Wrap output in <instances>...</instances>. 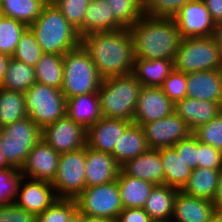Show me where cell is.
<instances>
[{
  "instance_id": "6",
  "label": "cell",
  "mask_w": 222,
  "mask_h": 222,
  "mask_svg": "<svg viewBox=\"0 0 222 222\" xmlns=\"http://www.w3.org/2000/svg\"><path fill=\"white\" fill-rule=\"evenodd\" d=\"M174 69L186 74L222 69V56L214 35L182 39Z\"/></svg>"
},
{
  "instance_id": "9",
  "label": "cell",
  "mask_w": 222,
  "mask_h": 222,
  "mask_svg": "<svg viewBox=\"0 0 222 222\" xmlns=\"http://www.w3.org/2000/svg\"><path fill=\"white\" fill-rule=\"evenodd\" d=\"M77 209L91 217L115 221L123 210L117 181L86 187L76 198Z\"/></svg>"
},
{
  "instance_id": "36",
  "label": "cell",
  "mask_w": 222,
  "mask_h": 222,
  "mask_svg": "<svg viewBox=\"0 0 222 222\" xmlns=\"http://www.w3.org/2000/svg\"><path fill=\"white\" fill-rule=\"evenodd\" d=\"M43 54L44 52L38 44L33 31L27 27L22 33L17 47L11 57L35 67Z\"/></svg>"
},
{
  "instance_id": "48",
  "label": "cell",
  "mask_w": 222,
  "mask_h": 222,
  "mask_svg": "<svg viewBox=\"0 0 222 222\" xmlns=\"http://www.w3.org/2000/svg\"><path fill=\"white\" fill-rule=\"evenodd\" d=\"M215 23L222 21V0H202Z\"/></svg>"
},
{
  "instance_id": "11",
  "label": "cell",
  "mask_w": 222,
  "mask_h": 222,
  "mask_svg": "<svg viewBox=\"0 0 222 222\" xmlns=\"http://www.w3.org/2000/svg\"><path fill=\"white\" fill-rule=\"evenodd\" d=\"M150 149L174 146L193 134L188 124L174 111L162 119L141 125Z\"/></svg>"
},
{
  "instance_id": "22",
  "label": "cell",
  "mask_w": 222,
  "mask_h": 222,
  "mask_svg": "<svg viewBox=\"0 0 222 222\" xmlns=\"http://www.w3.org/2000/svg\"><path fill=\"white\" fill-rule=\"evenodd\" d=\"M125 28L114 16L106 0H90L83 24L77 29L80 37L93 32L116 31Z\"/></svg>"
},
{
  "instance_id": "35",
  "label": "cell",
  "mask_w": 222,
  "mask_h": 222,
  "mask_svg": "<svg viewBox=\"0 0 222 222\" xmlns=\"http://www.w3.org/2000/svg\"><path fill=\"white\" fill-rule=\"evenodd\" d=\"M28 26L13 18L0 16V53L12 56Z\"/></svg>"
},
{
  "instance_id": "16",
  "label": "cell",
  "mask_w": 222,
  "mask_h": 222,
  "mask_svg": "<svg viewBox=\"0 0 222 222\" xmlns=\"http://www.w3.org/2000/svg\"><path fill=\"white\" fill-rule=\"evenodd\" d=\"M175 104L163 93L161 87H142L133 123L142 125L162 119L174 112Z\"/></svg>"
},
{
  "instance_id": "42",
  "label": "cell",
  "mask_w": 222,
  "mask_h": 222,
  "mask_svg": "<svg viewBox=\"0 0 222 222\" xmlns=\"http://www.w3.org/2000/svg\"><path fill=\"white\" fill-rule=\"evenodd\" d=\"M22 175L16 168L0 170V206L15 201Z\"/></svg>"
},
{
  "instance_id": "21",
  "label": "cell",
  "mask_w": 222,
  "mask_h": 222,
  "mask_svg": "<svg viewBox=\"0 0 222 222\" xmlns=\"http://www.w3.org/2000/svg\"><path fill=\"white\" fill-rule=\"evenodd\" d=\"M174 111L194 131L216 118L222 112V105L217 102L185 97L175 104Z\"/></svg>"
},
{
  "instance_id": "49",
  "label": "cell",
  "mask_w": 222,
  "mask_h": 222,
  "mask_svg": "<svg viewBox=\"0 0 222 222\" xmlns=\"http://www.w3.org/2000/svg\"><path fill=\"white\" fill-rule=\"evenodd\" d=\"M212 202L216 206L217 211L222 212V170L220 171L218 187Z\"/></svg>"
},
{
  "instance_id": "14",
  "label": "cell",
  "mask_w": 222,
  "mask_h": 222,
  "mask_svg": "<svg viewBox=\"0 0 222 222\" xmlns=\"http://www.w3.org/2000/svg\"><path fill=\"white\" fill-rule=\"evenodd\" d=\"M59 158L60 153L41 139L27 155L19 171L25 178L52 183L58 171Z\"/></svg>"
},
{
  "instance_id": "50",
  "label": "cell",
  "mask_w": 222,
  "mask_h": 222,
  "mask_svg": "<svg viewBox=\"0 0 222 222\" xmlns=\"http://www.w3.org/2000/svg\"><path fill=\"white\" fill-rule=\"evenodd\" d=\"M10 58V56L0 53V85L7 71Z\"/></svg>"
},
{
  "instance_id": "34",
  "label": "cell",
  "mask_w": 222,
  "mask_h": 222,
  "mask_svg": "<svg viewBox=\"0 0 222 222\" xmlns=\"http://www.w3.org/2000/svg\"><path fill=\"white\" fill-rule=\"evenodd\" d=\"M28 117L25 94L0 87V127Z\"/></svg>"
},
{
  "instance_id": "40",
  "label": "cell",
  "mask_w": 222,
  "mask_h": 222,
  "mask_svg": "<svg viewBox=\"0 0 222 222\" xmlns=\"http://www.w3.org/2000/svg\"><path fill=\"white\" fill-rule=\"evenodd\" d=\"M193 135L199 142L222 151V112L210 122L195 129Z\"/></svg>"
},
{
  "instance_id": "56",
  "label": "cell",
  "mask_w": 222,
  "mask_h": 222,
  "mask_svg": "<svg viewBox=\"0 0 222 222\" xmlns=\"http://www.w3.org/2000/svg\"><path fill=\"white\" fill-rule=\"evenodd\" d=\"M45 3H53V0H43Z\"/></svg>"
},
{
  "instance_id": "29",
  "label": "cell",
  "mask_w": 222,
  "mask_h": 222,
  "mask_svg": "<svg viewBox=\"0 0 222 222\" xmlns=\"http://www.w3.org/2000/svg\"><path fill=\"white\" fill-rule=\"evenodd\" d=\"M164 171V184L182 190L192 175V169L185 165L172 147L159 149Z\"/></svg>"
},
{
  "instance_id": "33",
  "label": "cell",
  "mask_w": 222,
  "mask_h": 222,
  "mask_svg": "<svg viewBox=\"0 0 222 222\" xmlns=\"http://www.w3.org/2000/svg\"><path fill=\"white\" fill-rule=\"evenodd\" d=\"M35 68L36 82L61 89L63 84V56L44 53Z\"/></svg>"
},
{
  "instance_id": "24",
  "label": "cell",
  "mask_w": 222,
  "mask_h": 222,
  "mask_svg": "<svg viewBox=\"0 0 222 222\" xmlns=\"http://www.w3.org/2000/svg\"><path fill=\"white\" fill-rule=\"evenodd\" d=\"M66 116L87 130L103 117L98 93L67 98Z\"/></svg>"
},
{
  "instance_id": "4",
  "label": "cell",
  "mask_w": 222,
  "mask_h": 222,
  "mask_svg": "<svg viewBox=\"0 0 222 222\" xmlns=\"http://www.w3.org/2000/svg\"><path fill=\"white\" fill-rule=\"evenodd\" d=\"M141 88L132 74L103 79L98 90L103 117L133 122Z\"/></svg>"
},
{
  "instance_id": "8",
  "label": "cell",
  "mask_w": 222,
  "mask_h": 222,
  "mask_svg": "<svg viewBox=\"0 0 222 222\" xmlns=\"http://www.w3.org/2000/svg\"><path fill=\"white\" fill-rule=\"evenodd\" d=\"M24 94L27 115L41 129L66 116L67 99L61 89L35 82Z\"/></svg>"
},
{
  "instance_id": "55",
  "label": "cell",
  "mask_w": 222,
  "mask_h": 222,
  "mask_svg": "<svg viewBox=\"0 0 222 222\" xmlns=\"http://www.w3.org/2000/svg\"><path fill=\"white\" fill-rule=\"evenodd\" d=\"M210 222H222V212L217 211Z\"/></svg>"
},
{
  "instance_id": "1",
  "label": "cell",
  "mask_w": 222,
  "mask_h": 222,
  "mask_svg": "<svg viewBox=\"0 0 222 222\" xmlns=\"http://www.w3.org/2000/svg\"><path fill=\"white\" fill-rule=\"evenodd\" d=\"M80 45L103 79L132 74L135 57L129 28L83 35Z\"/></svg>"
},
{
  "instance_id": "47",
  "label": "cell",
  "mask_w": 222,
  "mask_h": 222,
  "mask_svg": "<svg viewBox=\"0 0 222 222\" xmlns=\"http://www.w3.org/2000/svg\"><path fill=\"white\" fill-rule=\"evenodd\" d=\"M115 222H152V220L144 209L123 208Z\"/></svg>"
},
{
  "instance_id": "38",
  "label": "cell",
  "mask_w": 222,
  "mask_h": 222,
  "mask_svg": "<svg viewBox=\"0 0 222 222\" xmlns=\"http://www.w3.org/2000/svg\"><path fill=\"white\" fill-rule=\"evenodd\" d=\"M76 210L75 199L58 198L50 207L37 215L36 222H67Z\"/></svg>"
},
{
  "instance_id": "32",
  "label": "cell",
  "mask_w": 222,
  "mask_h": 222,
  "mask_svg": "<svg viewBox=\"0 0 222 222\" xmlns=\"http://www.w3.org/2000/svg\"><path fill=\"white\" fill-rule=\"evenodd\" d=\"M46 3L43 0H1L0 14L30 26Z\"/></svg>"
},
{
  "instance_id": "52",
  "label": "cell",
  "mask_w": 222,
  "mask_h": 222,
  "mask_svg": "<svg viewBox=\"0 0 222 222\" xmlns=\"http://www.w3.org/2000/svg\"><path fill=\"white\" fill-rule=\"evenodd\" d=\"M82 222H115V221L107 219V218L91 217V216L82 214Z\"/></svg>"
},
{
  "instance_id": "45",
  "label": "cell",
  "mask_w": 222,
  "mask_h": 222,
  "mask_svg": "<svg viewBox=\"0 0 222 222\" xmlns=\"http://www.w3.org/2000/svg\"><path fill=\"white\" fill-rule=\"evenodd\" d=\"M198 167L222 170V151L198 141Z\"/></svg>"
},
{
  "instance_id": "23",
  "label": "cell",
  "mask_w": 222,
  "mask_h": 222,
  "mask_svg": "<svg viewBox=\"0 0 222 222\" xmlns=\"http://www.w3.org/2000/svg\"><path fill=\"white\" fill-rule=\"evenodd\" d=\"M121 170L133 178L146 180L155 185L164 184V171L159 149H149L132 160H128L121 166Z\"/></svg>"
},
{
  "instance_id": "18",
  "label": "cell",
  "mask_w": 222,
  "mask_h": 222,
  "mask_svg": "<svg viewBox=\"0 0 222 222\" xmlns=\"http://www.w3.org/2000/svg\"><path fill=\"white\" fill-rule=\"evenodd\" d=\"M217 208L210 200L178 190L174 198L171 222H210Z\"/></svg>"
},
{
  "instance_id": "27",
  "label": "cell",
  "mask_w": 222,
  "mask_h": 222,
  "mask_svg": "<svg viewBox=\"0 0 222 222\" xmlns=\"http://www.w3.org/2000/svg\"><path fill=\"white\" fill-rule=\"evenodd\" d=\"M118 189L123 208L143 209L155 184L126 175L121 169L117 177Z\"/></svg>"
},
{
  "instance_id": "30",
  "label": "cell",
  "mask_w": 222,
  "mask_h": 222,
  "mask_svg": "<svg viewBox=\"0 0 222 222\" xmlns=\"http://www.w3.org/2000/svg\"><path fill=\"white\" fill-rule=\"evenodd\" d=\"M219 175V170L198 167L192 171L181 191L190 196L212 201L218 187Z\"/></svg>"
},
{
  "instance_id": "37",
  "label": "cell",
  "mask_w": 222,
  "mask_h": 222,
  "mask_svg": "<svg viewBox=\"0 0 222 222\" xmlns=\"http://www.w3.org/2000/svg\"><path fill=\"white\" fill-rule=\"evenodd\" d=\"M115 18L125 27L130 28L143 16L142 0H106Z\"/></svg>"
},
{
  "instance_id": "7",
  "label": "cell",
  "mask_w": 222,
  "mask_h": 222,
  "mask_svg": "<svg viewBox=\"0 0 222 222\" xmlns=\"http://www.w3.org/2000/svg\"><path fill=\"white\" fill-rule=\"evenodd\" d=\"M42 139V129L29 117L5 125L0 131V150L11 167L18 170L36 143Z\"/></svg>"
},
{
  "instance_id": "54",
  "label": "cell",
  "mask_w": 222,
  "mask_h": 222,
  "mask_svg": "<svg viewBox=\"0 0 222 222\" xmlns=\"http://www.w3.org/2000/svg\"><path fill=\"white\" fill-rule=\"evenodd\" d=\"M6 168H14L9 165L7 160L5 159L2 151L0 150V170L6 169Z\"/></svg>"
},
{
  "instance_id": "12",
  "label": "cell",
  "mask_w": 222,
  "mask_h": 222,
  "mask_svg": "<svg viewBox=\"0 0 222 222\" xmlns=\"http://www.w3.org/2000/svg\"><path fill=\"white\" fill-rule=\"evenodd\" d=\"M182 39L208 37L215 33L216 23L202 0H191L173 17Z\"/></svg>"
},
{
  "instance_id": "31",
  "label": "cell",
  "mask_w": 222,
  "mask_h": 222,
  "mask_svg": "<svg viewBox=\"0 0 222 222\" xmlns=\"http://www.w3.org/2000/svg\"><path fill=\"white\" fill-rule=\"evenodd\" d=\"M35 82V68L11 57L0 87L25 93Z\"/></svg>"
},
{
  "instance_id": "44",
  "label": "cell",
  "mask_w": 222,
  "mask_h": 222,
  "mask_svg": "<svg viewBox=\"0 0 222 222\" xmlns=\"http://www.w3.org/2000/svg\"><path fill=\"white\" fill-rule=\"evenodd\" d=\"M172 148L186 166L192 170L198 168V139L193 134L186 139L180 140Z\"/></svg>"
},
{
  "instance_id": "20",
  "label": "cell",
  "mask_w": 222,
  "mask_h": 222,
  "mask_svg": "<svg viewBox=\"0 0 222 222\" xmlns=\"http://www.w3.org/2000/svg\"><path fill=\"white\" fill-rule=\"evenodd\" d=\"M187 97L222 105V69L186 74Z\"/></svg>"
},
{
  "instance_id": "15",
  "label": "cell",
  "mask_w": 222,
  "mask_h": 222,
  "mask_svg": "<svg viewBox=\"0 0 222 222\" xmlns=\"http://www.w3.org/2000/svg\"><path fill=\"white\" fill-rule=\"evenodd\" d=\"M27 179V181H25ZM58 197L51 182L21 177L15 203L36 216L50 207Z\"/></svg>"
},
{
  "instance_id": "5",
  "label": "cell",
  "mask_w": 222,
  "mask_h": 222,
  "mask_svg": "<svg viewBox=\"0 0 222 222\" xmlns=\"http://www.w3.org/2000/svg\"><path fill=\"white\" fill-rule=\"evenodd\" d=\"M103 78L89 54L80 45L63 55V84L66 99L83 94L98 93Z\"/></svg>"
},
{
  "instance_id": "17",
  "label": "cell",
  "mask_w": 222,
  "mask_h": 222,
  "mask_svg": "<svg viewBox=\"0 0 222 222\" xmlns=\"http://www.w3.org/2000/svg\"><path fill=\"white\" fill-rule=\"evenodd\" d=\"M131 121L102 117L87 129L86 146L95 151L113 153L114 146Z\"/></svg>"
},
{
  "instance_id": "53",
  "label": "cell",
  "mask_w": 222,
  "mask_h": 222,
  "mask_svg": "<svg viewBox=\"0 0 222 222\" xmlns=\"http://www.w3.org/2000/svg\"><path fill=\"white\" fill-rule=\"evenodd\" d=\"M67 222H82V213L77 209L67 220Z\"/></svg>"
},
{
  "instance_id": "46",
  "label": "cell",
  "mask_w": 222,
  "mask_h": 222,
  "mask_svg": "<svg viewBox=\"0 0 222 222\" xmlns=\"http://www.w3.org/2000/svg\"><path fill=\"white\" fill-rule=\"evenodd\" d=\"M37 216L15 202L0 206V222H36Z\"/></svg>"
},
{
  "instance_id": "41",
  "label": "cell",
  "mask_w": 222,
  "mask_h": 222,
  "mask_svg": "<svg viewBox=\"0 0 222 222\" xmlns=\"http://www.w3.org/2000/svg\"><path fill=\"white\" fill-rule=\"evenodd\" d=\"M53 4L62 12L66 20L78 29L83 24L90 0H53Z\"/></svg>"
},
{
  "instance_id": "51",
  "label": "cell",
  "mask_w": 222,
  "mask_h": 222,
  "mask_svg": "<svg viewBox=\"0 0 222 222\" xmlns=\"http://www.w3.org/2000/svg\"><path fill=\"white\" fill-rule=\"evenodd\" d=\"M214 37L217 41V45L222 56V21L216 23Z\"/></svg>"
},
{
  "instance_id": "26",
  "label": "cell",
  "mask_w": 222,
  "mask_h": 222,
  "mask_svg": "<svg viewBox=\"0 0 222 222\" xmlns=\"http://www.w3.org/2000/svg\"><path fill=\"white\" fill-rule=\"evenodd\" d=\"M149 149L142 127L132 122L120 136L111 155L121 167Z\"/></svg>"
},
{
  "instance_id": "43",
  "label": "cell",
  "mask_w": 222,
  "mask_h": 222,
  "mask_svg": "<svg viewBox=\"0 0 222 222\" xmlns=\"http://www.w3.org/2000/svg\"><path fill=\"white\" fill-rule=\"evenodd\" d=\"M161 89L174 104L181 101L187 97L186 73L174 69L164 80Z\"/></svg>"
},
{
  "instance_id": "25",
  "label": "cell",
  "mask_w": 222,
  "mask_h": 222,
  "mask_svg": "<svg viewBox=\"0 0 222 222\" xmlns=\"http://www.w3.org/2000/svg\"><path fill=\"white\" fill-rule=\"evenodd\" d=\"M174 70V60L134 58L132 75L142 87H161Z\"/></svg>"
},
{
  "instance_id": "10",
  "label": "cell",
  "mask_w": 222,
  "mask_h": 222,
  "mask_svg": "<svg viewBox=\"0 0 222 222\" xmlns=\"http://www.w3.org/2000/svg\"><path fill=\"white\" fill-rule=\"evenodd\" d=\"M86 146L60 154L52 186L58 198L75 199L85 189Z\"/></svg>"
},
{
  "instance_id": "39",
  "label": "cell",
  "mask_w": 222,
  "mask_h": 222,
  "mask_svg": "<svg viewBox=\"0 0 222 222\" xmlns=\"http://www.w3.org/2000/svg\"><path fill=\"white\" fill-rule=\"evenodd\" d=\"M191 0H142L143 15L173 18Z\"/></svg>"
},
{
  "instance_id": "13",
  "label": "cell",
  "mask_w": 222,
  "mask_h": 222,
  "mask_svg": "<svg viewBox=\"0 0 222 222\" xmlns=\"http://www.w3.org/2000/svg\"><path fill=\"white\" fill-rule=\"evenodd\" d=\"M86 137L87 130L67 116L42 129V140L60 154L82 149Z\"/></svg>"
},
{
  "instance_id": "3",
  "label": "cell",
  "mask_w": 222,
  "mask_h": 222,
  "mask_svg": "<svg viewBox=\"0 0 222 222\" xmlns=\"http://www.w3.org/2000/svg\"><path fill=\"white\" fill-rule=\"evenodd\" d=\"M44 53L64 55L80 46L81 37L53 3H46L37 19L28 26Z\"/></svg>"
},
{
  "instance_id": "2",
  "label": "cell",
  "mask_w": 222,
  "mask_h": 222,
  "mask_svg": "<svg viewBox=\"0 0 222 222\" xmlns=\"http://www.w3.org/2000/svg\"><path fill=\"white\" fill-rule=\"evenodd\" d=\"M129 30L135 58L175 59L182 38L173 18L143 15Z\"/></svg>"
},
{
  "instance_id": "28",
  "label": "cell",
  "mask_w": 222,
  "mask_h": 222,
  "mask_svg": "<svg viewBox=\"0 0 222 222\" xmlns=\"http://www.w3.org/2000/svg\"><path fill=\"white\" fill-rule=\"evenodd\" d=\"M177 192L178 189L165 184L154 186L143 208L152 221L171 222Z\"/></svg>"
},
{
  "instance_id": "19",
  "label": "cell",
  "mask_w": 222,
  "mask_h": 222,
  "mask_svg": "<svg viewBox=\"0 0 222 222\" xmlns=\"http://www.w3.org/2000/svg\"><path fill=\"white\" fill-rule=\"evenodd\" d=\"M120 169L111 154L95 151L86 146L85 188L117 180Z\"/></svg>"
}]
</instances>
